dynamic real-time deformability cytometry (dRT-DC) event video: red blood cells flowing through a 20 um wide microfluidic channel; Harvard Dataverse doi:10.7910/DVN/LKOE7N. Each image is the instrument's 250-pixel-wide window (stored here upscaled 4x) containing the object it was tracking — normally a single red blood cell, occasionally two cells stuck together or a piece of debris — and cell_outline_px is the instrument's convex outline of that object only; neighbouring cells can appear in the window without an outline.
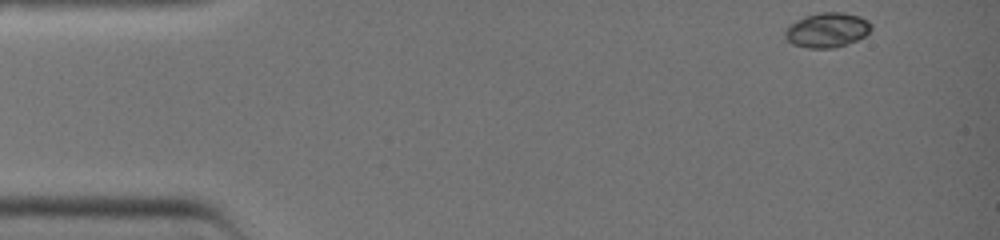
{"species": "common noctule bat (a hibernating species)", "species_latin": "Nyctalus noctula", "temperature_condition": "warm", "stored_images_in_passage": 13, "camera_frame_rate_fps": 3000, "um_per_image_px": 0.085, "animal": {"sex": "female", "body_mass_g": 19.0, "forearm_length_mm": 51.5}, "frame": {"image": 1, "passage_image": 1, "time_ms": 0.0, "image_size_px": [1000, 240], "cell_outline_px": [[872, 28], [864, 36], [856, 40], [832, 48], [808, 48], [792, 44], [784, 36], [784, 28], [796, 20], [804, 16], [820, 12], [844, 12], [860, 16], [868, 20], [872, 24]], "centroid_in_image_um": [70.28, 2.53], "position_along_channel_um": 14.7, "area_um2": 17.51}}
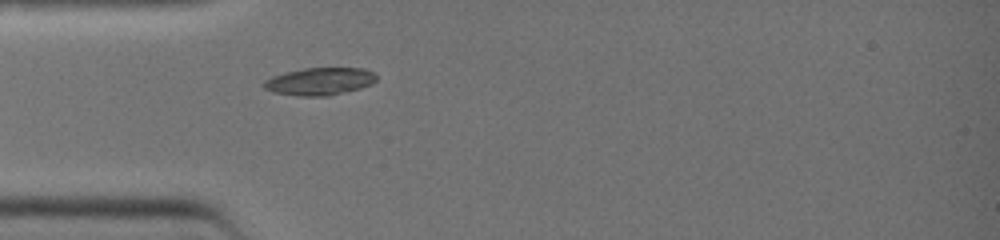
{"frame": {"image": 2, "passage_image": 10, "time_ms": 3.0, "image_size_px": [1000, 240], "cell_outline_px": [[376, 80], [372, 84], [360, 88], [328, 96], [296, 96], [272, 92], [264, 88], [260, 84], [264, 80], [272, 76], [284, 72], [304, 68], [364, 68], [376, 72]], "centroid_in_image_um": [27.14, 6.91], "position_along_channel_um": 57.9, "area_um2": 18.32}}